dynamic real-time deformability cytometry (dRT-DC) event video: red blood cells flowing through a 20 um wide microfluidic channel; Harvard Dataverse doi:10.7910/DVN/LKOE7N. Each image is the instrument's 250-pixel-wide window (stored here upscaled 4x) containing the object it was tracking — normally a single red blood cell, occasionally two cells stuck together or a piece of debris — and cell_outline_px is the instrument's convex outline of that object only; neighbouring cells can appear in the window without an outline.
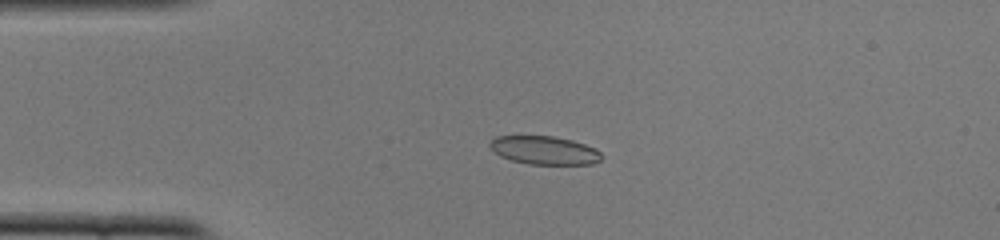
{"species": "common noctule bat (a hibernating species)", "species_latin": "Nyctalus noctula", "temperature_condition": "cold", "stored_images_in_passage": 51, "camera_frame_rate_fps": 3000, "um_per_image_px": 0.085, "animal": {"sex": "female", "body_mass_g": 22.0, "forearm_length_mm": 56.7}, "frame": {"image": 1, "passage_image": 12, "time_ms": 3.667, "image_size_px": [1000, 240], "cell_outline_px": [[604, 156], [600, 160], [592, 164], [528, 164], [512, 160], [500, 156], [488, 144], [496, 136], [552, 136], [572, 140], [596, 148]], "centroid_in_image_um": [46.31, 12.77], "position_along_channel_um": 38.7, "area_um2": 18.38}}
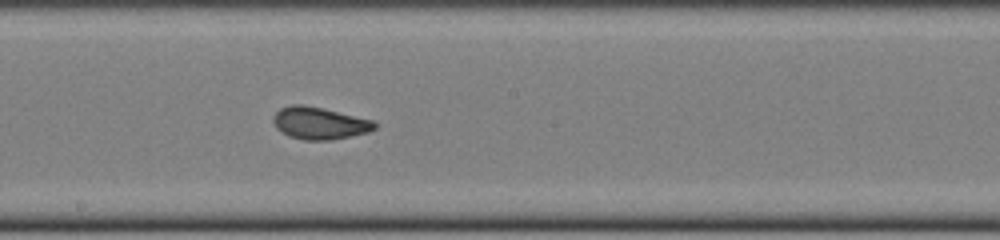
{"frame": {"image": 2, "passage_image": 28, "time_ms": 9.0, "image_size_px": [1000, 240], "cell_outline_px": [[376, 128], [368, 132], [332, 140], [304, 140], [288, 136], [276, 128], [272, 120], [272, 116], [280, 108], [292, 104], [304, 104], [372, 120], [376, 124]], "centroid_in_image_um": [27.1, 10.47], "position_along_channel_um": 221.1, "area_um2": 18.96}}
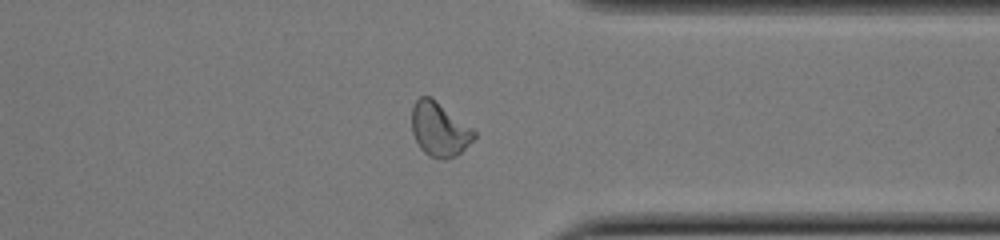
{"frame": {"image": 3, "passage_image": 40, "time_ms": 13.0, "image_size_px": [1000, 240], "cell_outline_px": [[476, 136], [456, 156], [444, 160], [428, 156], [420, 148], [412, 132], [412, 108], [416, 100], [420, 96], [432, 96], [472, 128], [476, 132]], "centroid_in_image_um": [37.33, 10.98], "position_along_channel_um": 374.1, "area_um2": 19.65}, "authors_computed_cell_mechanics": {"area_um2": 19.0162, "velocity_mm_per_s": 3.9176, "shape_relaxation_time_tau1_ms": 6.7792, "shape_relaxation_time_tau2_ms": 1.2631, "deformation_change_tau1": 0.1695, "deformation_change_tau2": 0.0575}}